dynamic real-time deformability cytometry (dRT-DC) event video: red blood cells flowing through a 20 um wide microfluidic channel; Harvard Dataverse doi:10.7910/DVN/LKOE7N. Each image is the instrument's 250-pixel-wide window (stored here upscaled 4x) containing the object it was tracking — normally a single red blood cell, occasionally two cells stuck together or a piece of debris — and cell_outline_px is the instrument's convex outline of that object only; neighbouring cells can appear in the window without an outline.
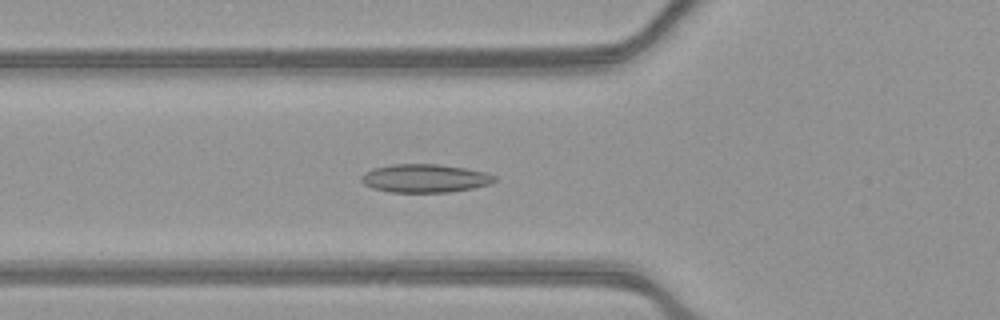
{"species": "common noctule bat (a hibernating species)", "species_latin": "Nyctalus noctula", "temperature_condition": "warm", "stored_images_in_passage": 40, "camera_frame_rate_fps": 3000, "um_per_image_px": 0.085, "animal": {"sex": "female", "body_mass_g": 21.9}, "frame": {"image": 1, "passage_image": 7, "time_ms": 2.0, "image_size_px": [1000, 320], "cell_outline_px": [[496, 180], [492, 184], [472, 188], [448, 192], [388, 192], [372, 188], [364, 184], [360, 180], [360, 176], [364, 172], [372, 168], [392, 164], [436, 164], [464, 168], [484, 172], [496, 176]], "centroid_in_image_um": [36.08, 15.16], "position_along_channel_um": 89.7, "area_um2": 22.08}}
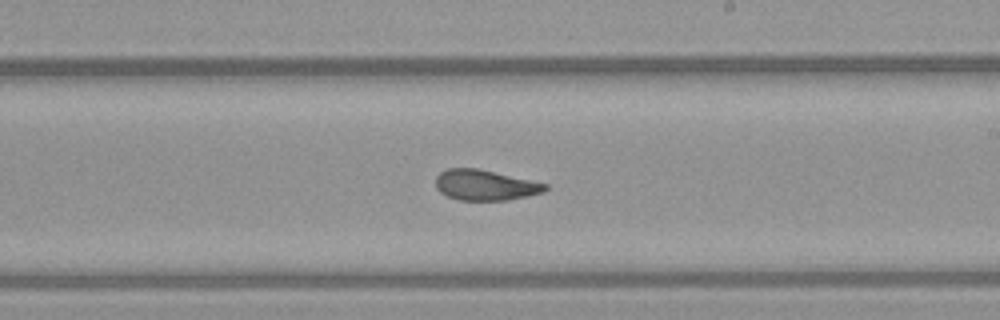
{"frame": {"image": 2, "passage_image": 19, "time_ms": 6.0, "image_size_px": [1000, 320], "cell_outline_px": [[548, 188], [544, 192], [528, 196], [508, 200], [460, 200], [448, 196], [440, 192], [436, 188], [436, 176], [440, 172], [448, 168], [476, 168], [548, 184]], "centroid_in_image_um": [41.23, 15.74], "position_along_channel_um": 247.8, "area_um2": 19.36}}
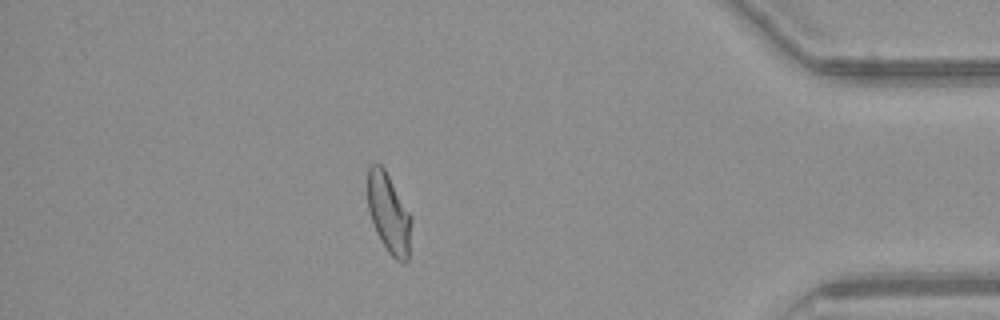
{"frame": {"image": 3, "passage_image": 34, "time_ms": 11.0, "image_size_px": [1000, 320], "cell_outline_px": [[412, 220], [408, 260], [404, 264], [400, 264], [388, 252], [380, 240], [376, 232], [368, 208], [368, 168], [372, 164], [380, 164], [384, 168], [412, 216]], "centroid_in_image_um": [33.07, 18.18], "position_along_channel_um": 402.1, "area_um2": 20.35}, "authors_computed_cell_mechanics": {"area_um2": 20.519, "velocity_mm_per_s": 3.927, "shape_relaxation_time_tau1_ms": null, "shape_relaxation_time_tau2_ms": 1.8344, "deformation_change_tau1": null, "deformation_change_tau2": 0.0844}}